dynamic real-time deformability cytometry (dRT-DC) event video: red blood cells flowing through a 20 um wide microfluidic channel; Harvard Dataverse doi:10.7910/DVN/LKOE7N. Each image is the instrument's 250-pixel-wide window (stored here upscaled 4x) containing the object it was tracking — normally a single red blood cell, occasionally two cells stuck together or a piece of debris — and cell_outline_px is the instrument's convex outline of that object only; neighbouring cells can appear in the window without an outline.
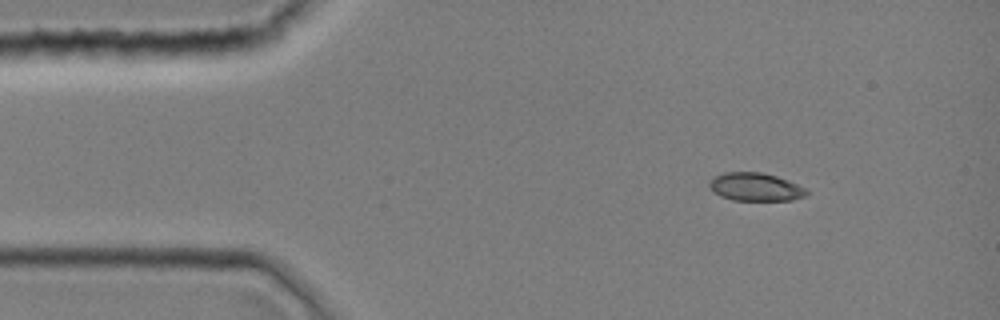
{"species": "common noctule bat (a hibernating species)", "species_latin": "Nyctalus noctula", "temperature_condition": "room temperature", "stored_images_in_passage": 39, "camera_frame_rate_fps": 3000, "um_per_image_px": 0.085, "animal": {"sex": "female", "body_mass_g": 19.0, "forearm_length_mm": 51.5}, "frame": {"image": 1, "passage_image": 1, "time_ms": 0.0, "image_size_px": [1000, 320], "cell_outline_px": [[808, 192], [804, 196], [792, 200], [732, 200], [720, 196], [708, 184], [708, 180], [712, 176], [724, 172], [760, 172], [776, 176], [788, 180], [804, 188]], "centroid_in_image_um": [64.16, 15.88], "position_along_channel_um": 20.8, "area_um2": 15.84}}
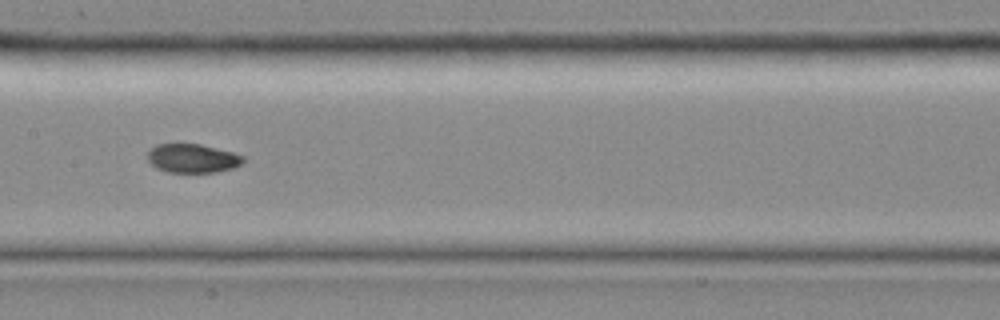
{"frame": {"image": 2, "passage_image": 17, "time_ms": 5.333, "image_size_px": [1000, 320], "cell_outline_px": [[244, 160], [240, 164], [232, 168], [216, 172], [168, 172], [156, 168], [148, 160], [148, 152], [156, 144], [176, 140], [200, 144], [232, 152], [244, 156]], "centroid_in_image_um": [16.3, 13.41], "position_along_channel_um": 191.1, "area_um2": 16.53}}
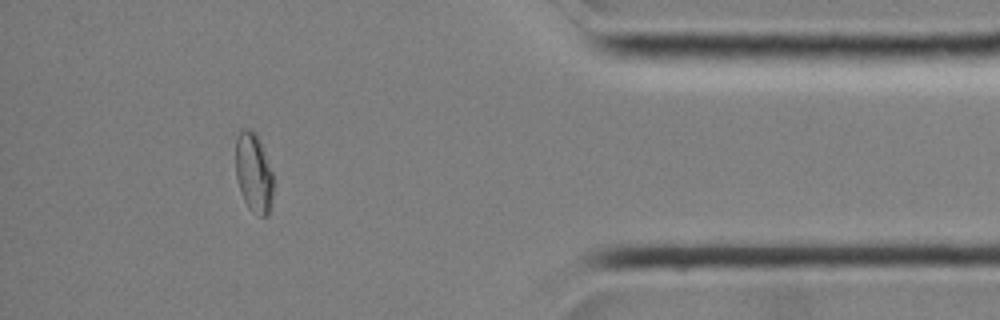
{"frame": {"image": 3, "passage_image": 34, "time_ms": 11.0, "image_size_px": [1000, 320], "cell_outline_px": [[272, 204], [268, 216], [260, 216], [252, 212], [248, 208], [240, 192], [236, 176], [236, 140], [240, 128], [252, 128], [256, 132], [260, 140], [272, 172]], "centroid_in_image_um": [21.55, 14.67], "position_along_channel_um": 413.6, "area_um2": 17.69}}